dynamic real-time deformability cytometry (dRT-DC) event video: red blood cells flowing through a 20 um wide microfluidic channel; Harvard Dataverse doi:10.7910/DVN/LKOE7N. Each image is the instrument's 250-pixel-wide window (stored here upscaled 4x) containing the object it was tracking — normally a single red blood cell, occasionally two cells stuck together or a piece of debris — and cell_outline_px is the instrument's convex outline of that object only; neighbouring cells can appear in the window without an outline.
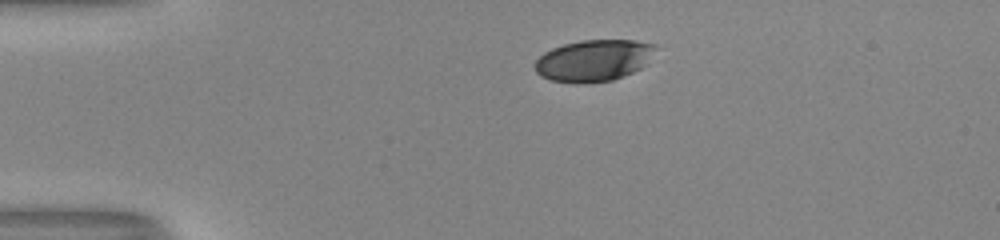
{"species": "human", "species_latin": "Homo sapiens", "temperature_condition": "room temperature", "stored_images_in_passage": 34, "camera_frame_rate_fps": 3000, "um_per_image_px": 0.085, "donor": {"sex": "male"}, "frame": {"image": 1, "passage_image": 1, "time_ms": 0.0, "image_size_px": [1000, 240], "cell_outline_px": [[656, 48], [648, 64], [632, 72], [612, 80], [576, 84], [552, 80], [540, 76], [536, 72], [536, 60], [544, 52], [552, 48], [564, 44], [580, 40], [632, 40], [656, 44]], "centroid_in_image_um": [50.47, 5.13], "position_along_channel_um": 34.5, "area_um2": 29.25}}
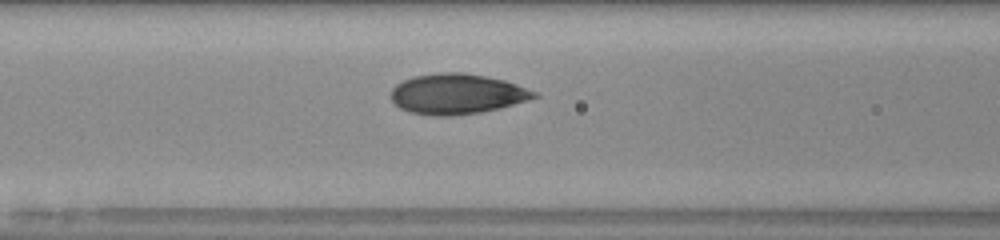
{"frame": {"image": 2, "passage_image": 12, "time_ms": 3.667, "image_size_px": [1000, 240], "cell_outline_px": [[540, 96], [528, 100], [500, 108], [480, 112], [452, 116], [432, 116], [408, 112], [400, 108], [392, 100], [392, 88], [396, 84], [412, 76], [440, 72], [460, 72], [484, 76], [504, 80], [516, 84], [536, 92]], "centroid_in_image_um": [38.83, 7.99], "position_along_channel_um": 127.8, "area_um2": 33.64}}
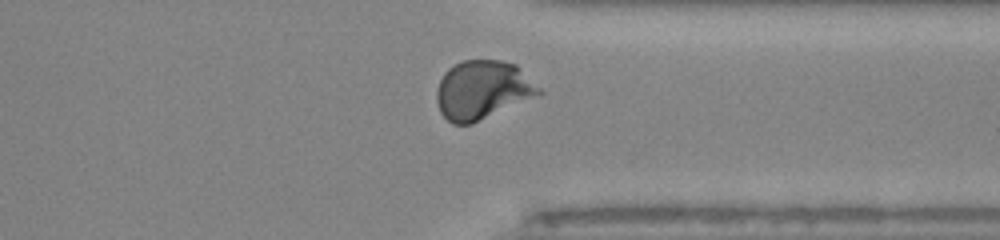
{"frame": {"image": 3, "passage_image": 30, "time_ms": 9.667, "image_size_px": [1000, 240], "cell_outline_px": [[544, 92], [536, 96], [472, 124], [452, 124], [440, 112], [436, 100], [436, 92], [440, 80], [444, 72], [448, 68], [464, 60], [500, 60], [516, 64]], "centroid_in_image_um": [41.0, 7.64], "position_along_channel_um": 370.4, "area_um2": 34.85}, "authors_computed_cell_mechanics": {"area_um2": 33.1772, "velocity_mm_per_s": 4.0514, "shape_relaxation_time_tau1_ms": 3.4904, "shape_relaxation_time_tau2_ms": 0.7315, "deformation_change_tau1": 0.17, "deformation_change_tau2": 0.0552}}